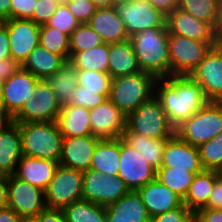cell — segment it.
Listing matches in <instances>:
<instances>
[{"mask_svg":"<svg viewBox=\"0 0 222 222\" xmlns=\"http://www.w3.org/2000/svg\"><path fill=\"white\" fill-rule=\"evenodd\" d=\"M155 96L175 129L209 102L203 88L190 75L157 78Z\"/></svg>","mask_w":222,"mask_h":222,"instance_id":"6da1fadb","label":"cell"},{"mask_svg":"<svg viewBox=\"0 0 222 222\" xmlns=\"http://www.w3.org/2000/svg\"><path fill=\"white\" fill-rule=\"evenodd\" d=\"M168 36L165 27L150 28L130 37L141 71L151 73L156 78L170 76Z\"/></svg>","mask_w":222,"mask_h":222,"instance_id":"7a4b0ae2","label":"cell"},{"mask_svg":"<svg viewBox=\"0 0 222 222\" xmlns=\"http://www.w3.org/2000/svg\"><path fill=\"white\" fill-rule=\"evenodd\" d=\"M17 124L24 156L60 161L63 135L57 121Z\"/></svg>","mask_w":222,"mask_h":222,"instance_id":"3957f363","label":"cell"},{"mask_svg":"<svg viewBox=\"0 0 222 222\" xmlns=\"http://www.w3.org/2000/svg\"><path fill=\"white\" fill-rule=\"evenodd\" d=\"M156 79L144 71L113 78L108 99L127 116L155 95Z\"/></svg>","mask_w":222,"mask_h":222,"instance_id":"277c9868","label":"cell"},{"mask_svg":"<svg viewBox=\"0 0 222 222\" xmlns=\"http://www.w3.org/2000/svg\"><path fill=\"white\" fill-rule=\"evenodd\" d=\"M126 127L153 139H170L176 134L159 99L154 95L126 116Z\"/></svg>","mask_w":222,"mask_h":222,"instance_id":"5b68a950","label":"cell"},{"mask_svg":"<svg viewBox=\"0 0 222 222\" xmlns=\"http://www.w3.org/2000/svg\"><path fill=\"white\" fill-rule=\"evenodd\" d=\"M222 131V102L209 101L176 129V134L192 146L213 139Z\"/></svg>","mask_w":222,"mask_h":222,"instance_id":"8992f818","label":"cell"},{"mask_svg":"<svg viewBox=\"0 0 222 222\" xmlns=\"http://www.w3.org/2000/svg\"><path fill=\"white\" fill-rule=\"evenodd\" d=\"M218 43L197 41L169 33L170 75H190Z\"/></svg>","mask_w":222,"mask_h":222,"instance_id":"52a82bcc","label":"cell"},{"mask_svg":"<svg viewBox=\"0 0 222 222\" xmlns=\"http://www.w3.org/2000/svg\"><path fill=\"white\" fill-rule=\"evenodd\" d=\"M34 90V97L23 104L10 119L11 121L15 123L57 121L62 105L46 80L39 79Z\"/></svg>","mask_w":222,"mask_h":222,"instance_id":"ba28073f","label":"cell"},{"mask_svg":"<svg viewBox=\"0 0 222 222\" xmlns=\"http://www.w3.org/2000/svg\"><path fill=\"white\" fill-rule=\"evenodd\" d=\"M83 172L59 165L45 193L47 208L62 209L83 199Z\"/></svg>","mask_w":222,"mask_h":222,"instance_id":"9c48e42d","label":"cell"},{"mask_svg":"<svg viewBox=\"0 0 222 222\" xmlns=\"http://www.w3.org/2000/svg\"><path fill=\"white\" fill-rule=\"evenodd\" d=\"M130 190L118 176H108L88 169L83 172V199L107 207L125 196Z\"/></svg>","mask_w":222,"mask_h":222,"instance_id":"30bf717a","label":"cell"},{"mask_svg":"<svg viewBox=\"0 0 222 222\" xmlns=\"http://www.w3.org/2000/svg\"><path fill=\"white\" fill-rule=\"evenodd\" d=\"M129 37L150 28H165L166 16L148 0H129L115 5Z\"/></svg>","mask_w":222,"mask_h":222,"instance_id":"8fae6325","label":"cell"},{"mask_svg":"<svg viewBox=\"0 0 222 222\" xmlns=\"http://www.w3.org/2000/svg\"><path fill=\"white\" fill-rule=\"evenodd\" d=\"M39 79L24 68L18 69L10 78L2 82L0 109L11 119L31 97Z\"/></svg>","mask_w":222,"mask_h":222,"instance_id":"7c38bea8","label":"cell"},{"mask_svg":"<svg viewBox=\"0 0 222 222\" xmlns=\"http://www.w3.org/2000/svg\"><path fill=\"white\" fill-rule=\"evenodd\" d=\"M119 162L118 177L124 181L130 191H137L156 179L157 170L122 138H120Z\"/></svg>","mask_w":222,"mask_h":222,"instance_id":"4fadbf2b","label":"cell"},{"mask_svg":"<svg viewBox=\"0 0 222 222\" xmlns=\"http://www.w3.org/2000/svg\"><path fill=\"white\" fill-rule=\"evenodd\" d=\"M8 207L23 219L35 218L45 208V193L42 189L17 178L8 176Z\"/></svg>","mask_w":222,"mask_h":222,"instance_id":"5bb4252c","label":"cell"},{"mask_svg":"<svg viewBox=\"0 0 222 222\" xmlns=\"http://www.w3.org/2000/svg\"><path fill=\"white\" fill-rule=\"evenodd\" d=\"M190 76L200 84L209 101L222 102V44L213 46Z\"/></svg>","mask_w":222,"mask_h":222,"instance_id":"9a60e30c","label":"cell"},{"mask_svg":"<svg viewBox=\"0 0 222 222\" xmlns=\"http://www.w3.org/2000/svg\"><path fill=\"white\" fill-rule=\"evenodd\" d=\"M1 23L7 28L11 57L22 65L39 45L40 26L30 19H8Z\"/></svg>","mask_w":222,"mask_h":222,"instance_id":"2e32d148","label":"cell"},{"mask_svg":"<svg viewBox=\"0 0 222 222\" xmlns=\"http://www.w3.org/2000/svg\"><path fill=\"white\" fill-rule=\"evenodd\" d=\"M92 136L99 140L120 139L126 128V115L109 99L90 110Z\"/></svg>","mask_w":222,"mask_h":222,"instance_id":"e0dca14e","label":"cell"},{"mask_svg":"<svg viewBox=\"0 0 222 222\" xmlns=\"http://www.w3.org/2000/svg\"><path fill=\"white\" fill-rule=\"evenodd\" d=\"M166 27L170 34L202 42H219L218 32L210 24L196 19L180 8L166 16Z\"/></svg>","mask_w":222,"mask_h":222,"instance_id":"ac0fdd59","label":"cell"},{"mask_svg":"<svg viewBox=\"0 0 222 222\" xmlns=\"http://www.w3.org/2000/svg\"><path fill=\"white\" fill-rule=\"evenodd\" d=\"M161 167L186 170L195 174L204 170L198 147L185 142L177 134L166 141Z\"/></svg>","mask_w":222,"mask_h":222,"instance_id":"d6986e66","label":"cell"},{"mask_svg":"<svg viewBox=\"0 0 222 222\" xmlns=\"http://www.w3.org/2000/svg\"><path fill=\"white\" fill-rule=\"evenodd\" d=\"M98 141L99 139L92 135L63 137L59 165L82 172L87 171L90 169Z\"/></svg>","mask_w":222,"mask_h":222,"instance_id":"ffe728a7","label":"cell"},{"mask_svg":"<svg viewBox=\"0 0 222 222\" xmlns=\"http://www.w3.org/2000/svg\"><path fill=\"white\" fill-rule=\"evenodd\" d=\"M22 156L19 125L7 119L0 125V174L13 175Z\"/></svg>","mask_w":222,"mask_h":222,"instance_id":"44dd1931","label":"cell"},{"mask_svg":"<svg viewBox=\"0 0 222 222\" xmlns=\"http://www.w3.org/2000/svg\"><path fill=\"white\" fill-rule=\"evenodd\" d=\"M137 192L150 217L184 204L181 196L163 185L157 178L138 189Z\"/></svg>","mask_w":222,"mask_h":222,"instance_id":"7402d4cb","label":"cell"},{"mask_svg":"<svg viewBox=\"0 0 222 222\" xmlns=\"http://www.w3.org/2000/svg\"><path fill=\"white\" fill-rule=\"evenodd\" d=\"M87 24L99 34L104 43L112 44L130 39L115 6L97 8Z\"/></svg>","mask_w":222,"mask_h":222,"instance_id":"603a6c76","label":"cell"},{"mask_svg":"<svg viewBox=\"0 0 222 222\" xmlns=\"http://www.w3.org/2000/svg\"><path fill=\"white\" fill-rule=\"evenodd\" d=\"M58 166L59 162L54 160L23 155L17 164L14 175L45 191Z\"/></svg>","mask_w":222,"mask_h":222,"instance_id":"cb8c5ba5","label":"cell"},{"mask_svg":"<svg viewBox=\"0 0 222 222\" xmlns=\"http://www.w3.org/2000/svg\"><path fill=\"white\" fill-rule=\"evenodd\" d=\"M105 208L106 222H150L151 219L137 191H129Z\"/></svg>","mask_w":222,"mask_h":222,"instance_id":"d4e9b609","label":"cell"},{"mask_svg":"<svg viewBox=\"0 0 222 222\" xmlns=\"http://www.w3.org/2000/svg\"><path fill=\"white\" fill-rule=\"evenodd\" d=\"M57 123L63 137L92 135L90 110L82 106L62 105Z\"/></svg>","mask_w":222,"mask_h":222,"instance_id":"484cf974","label":"cell"},{"mask_svg":"<svg viewBox=\"0 0 222 222\" xmlns=\"http://www.w3.org/2000/svg\"><path fill=\"white\" fill-rule=\"evenodd\" d=\"M141 72L130 39L109 44L108 74L112 78Z\"/></svg>","mask_w":222,"mask_h":222,"instance_id":"4316f807","label":"cell"},{"mask_svg":"<svg viewBox=\"0 0 222 222\" xmlns=\"http://www.w3.org/2000/svg\"><path fill=\"white\" fill-rule=\"evenodd\" d=\"M222 172L215 170H203L195 175L190 184L183 203L193 212L203 208L209 200L216 179Z\"/></svg>","mask_w":222,"mask_h":222,"instance_id":"83f0119b","label":"cell"},{"mask_svg":"<svg viewBox=\"0 0 222 222\" xmlns=\"http://www.w3.org/2000/svg\"><path fill=\"white\" fill-rule=\"evenodd\" d=\"M122 139L131 147L140 152L144 159L156 170L163 161L165 144L168 139H153L130 131L127 127L123 132Z\"/></svg>","mask_w":222,"mask_h":222,"instance_id":"f1b7e54d","label":"cell"},{"mask_svg":"<svg viewBox=\"0 0 222 222\" xmlns=\"http://www.w3.org/2000/svg\"><path fill=\"white\" fill-rule=\"evenodd\" d=\"M67 61L56 54L49 52L40 44L28 55L22 68L31 72L38 79L45 80L54 74Z\"/></svg>","mask_w":222,"mask_h":222,"instance_id":"f546056e","label":"cell"},{"mask_svg":"<svg viewBox=\"0 0 222 222\" xmlns=\"http://www.w3.org/2000/svg\"><path fill=\"white\" fill-rule=\"evenodd\" d=\"M120 139L99 140L92 156L90 169L108 176H118Z\"/></svg>","mask_w":222,"mask_h":222,"instance_id":"4dcf8cb0","label":"cell"},{"mask_svg":"<svg viewBox=\"0 0 222 222\" xmlns=\"http://www.w3.org/2000/svg\"><path fill=\"white\" fill-rule=\"evenodd\" d=\"M178 8L219 32L222 24V0H179Z\"/></svg>","mask_w":222,"mask_h":222,"instance_id":"1f68e13d","label":"cell"},{"mask_svg":"<svg viewBox=\"0 0 222 222\" xmlns=\"http://www.w3.org/2000/svg\"><path fill=\"white\" fill-rule=\"evenodd\" d=\"M45 80L61 105L69 103L78 86L77 70L69 61Z\"/></svg>","mask_w":222,"mask_h":222,"instance_id":"d6a6232c","label":"cell"},{"mask_svg":"<svg viewBox=\"0 0 222 222\" xmlns=\"http://www.w3.org/2000/svg\"><path fill=\"white\" fill-rule=\"evenodd\" d=\"M69 62L76 70H89L108 73L109 44L102 43L87 51L74 53Z\"/></svg>","mask_w":222,"mask_h":222,"instance_id":"836d02e7","label":"cell"},{"mask_svg":"<svg viewBox=\"0 0 222 222\" xmlns=\"http://www.w3.org/2000/svg\"><path fill=\"white\" fill-rule=\"evenodd\" d=\"M67 222H106V208L84 199L61 209Z\"/></svg>","mask_w":222,"mask_h":222,"instance_id":"e575fe53","label":"cell"},{"mask_svg":"<svg viewBox=\"0 0 222 222\" xmlns=\"http://www.w3.org/2000/svg\"><path fill=\"white\" fill-rule=\"evenodd\" d=\"M195 175V173L186 170L160 167L157 170L156 178L163 185L184 198Z\"/></svg>","mask_w":222,"mask_h":222,"instance_id":"d590c367","label":"cell"},{"mask_svg":"<svg viewBox=\"0 0 222 222\" xmlns=\"http://www.w3.org/2000/svg\"><path fill=\"white\" fill-rule=\"evenodd\" d=\"M39 44L49 52L62 56L66 61L70 59V37L60 30L47 26H40Z\"/></svg>","mask_w":222,"mask_h":222,"instance_id":"8d00e7d4","label":"cell"},{"mask_svg":"<svg viewBox=\"0 0 222 222\" xmlns=\"http://www.w3.org/2000/svg\"><path fill=\"white\" fill-rule=\"evenodd\" d=\"M198 151L204 170L222 172V131L208 142L200 144Z\"/></svg>","mask_w":222,"mask_h":222,"instance_id":"74e56055","label":"cell"},{"mask_svg":"<svg viewBox=\"0 0 222 222\" xmlns=\"http://www.w3.org/2000/svg\"><path fill=\"white\" fill-rule=\"evenodd\" d=\"M103 40L87 23L80 24L70 35V57L74 53L90 50Z\"/></svg>","mask_w":222,"mask_h":222,"instance_id":"f35d334b","label":"cell"},{"mask_svg":"<svg viewBox=\"0 0 222 222\" xmlns=\"http://www.w3.org/2000/svg\"><path fill=\"white\" fill-rule=\"evenodd\" d=\"M112 77L108 73L89 71V70H77L78 84L91 90H100L101 95H105L109 98Z\"/></svg>","mask_w":222,"mask_h":222,"instance_id":"ab89813d","label":"cell"},{"mask_svg":"<svg viewBox=\"0 0 222 222\" xmlns=\"http://www.w3.org/2000/svg\"><path fill=\"white\" fill-rule=\"evenodd\" d=\"M107 99L105 95L100 94V90H91L78 84L68 104L71 106H82L91 110Z\"/></svg>","mask_w":222,"mask_h":222,"instance_id":"60d3db41","label":"cell"},{"mask_svg":"<svg viewBox=\"0 0 222 222\" xmlns=\"http://www.w3.org/2000/svg\"><path fill=\"white\" fill-rule=\"evenodd\" d=\"M70 37L71 33L80 25L75 16L68 10L66 5H59L56 13L46 23Z\"/></svg>","mask_w":222,"mask_h":222,"instance_id":"b9f144b4","label":"cell"},{"mask_svg":"<svg viewBox=\"0 0 222 222\" xmlns=\"http://www.w3.org/2000/svg\"><path fill=\"white\" fill-rule=\"evenodd\" d=\"M66 6L80 24L88 23L97 9L90 0H71Z\"/></svg>","mask_w":222,"mask_h":222,"instance_id":"7bdbcfd3","label":"cell"},{"mask_svg":"<svg viewBox=\"0 0 222 222\" xmlns=\"http://www.w3.org/2000/svg\"><path fill=\"white\" fill-rule=\"evenodd\" d=\"M58 6V3L53 0H37L30 20L39 26L46 24L56 13Z\"/></svg>","mask_w":222,"mask_h":222,"instance_id":"ee69618b","label":"cell"},{"mask_svg":"<svg viewBox=\"0 0 222 222\" xmlns=\"http://www.w3.org/2000/svg\"><path fill=\"white\" fill-rule=\"evenodd\" d=\"M193 215L194 212L183 204L165 213L151 217L150 222H192Z\"/></svg>","mask_w":222,"mask_h":222,"instance_id":"f6af8a7d","label":"cell"},{"mask_svg":"<svg viewBox=\"0 0 222 222\" xmlns=\"http://www.w3.org/2000/svg\"><path fill=\"white\" fill-rule=\"evenodd\" d=\"M37 0H11V19H30Z\"/></svg>","mask_w":222,"mask_h":222,"instance_id":"bcb514c9","label":"cell"},{"mask_svg":"<svg viewBox=\"0 0 222 222\" xmlns=\"http://www.w3.org/2000/svg\"><path fill=\"white\" fill-rule=\"evenodd\" d=\"M192 222H222V209L201 208L194 212Z\"/></svg>","mask_w":222,"mask_h":222,"instance_id":"7dc6e473","label":"cell"},{"mask_svg":"<svg viewBox=\"0 0 222 222\" xmlns=\"http://www.w3.org/2000/svg\"><path fill=\"white\" fill-rule=\"evenodd\" d=\"M206 209H222V174L216 179Z\"/></svg>","mask_w":222,"mask_h":222,"instance_id":"c3c4849f","label":"cell"},{"mask_svg":"<svg viewBox=\"0 0 222 222\" xmlns=\"http://www.w3.org/2000/svg\"><path fill=\"white\" fill-rule=\"evenodd\" d=\"M33 219L35 222H67L61 209L47 207Z\"/></svg>","mask_w":222,"mask_h":222,"instance_id":"681fc988","label":"cell"},{"mask_svg":"<svg viewBox=\"0 0 222 222\" xmlns=\"http://www.w3.org/2000/svg\"><path fill=\"white\" fill-rule=\"evenodd\" d=\"M21 65L12 58H5L0 60V80L3 82L10 78Z\"/></svg>","mask_w":222,"mask_h":222,"instance_id":"f907efd6","label":"cell"},{"mask_svg":"<svg viewBox=\"0 0 222 222\" xmlns=\"http://www.w3.org/2000/svg\"><path fill=\"white\" fill-rule=\"evenodd\" d=\"M11 57L7 28L0 22V60Z\"/></svg>","mask_w":222,"mask_h":222,"instance_id":"816d5d0a","label":"cell"},{"mask_svg":"<svg viewBox=\"0 0 222 222\" xmlns=\"http://www.w3.org/2000/svg\"><path fill=\"white\" fill-rule=\"evenodd\" d=\"M157 10L165 16L178 8L179 0H148Z\"/></svg>","mask_w":222,"mask_h":222,"instance_id":"f5cc1de1","label":"cell"},{"mask_svg":"<svg viewBox=\"0 0 222 222\" xmlns=\"http://www.w3.org/2000/svg\"><path fill=\"white\" fill-rule=\"evenodd\" d=\"M22 217L10 207L0 209V222H21Z\"/></svg>","mask_w":222,"mask_h":222,"instance_id":"db71d44e","label":"cell"},{"mask_svg":"<svg viewBox=\"0 0 222 222\" xmlns=\"http://www.w3.org/2000/svg\"><path fill=\"white\" fill-rule=\"evenodd\" d=\"M8 206V176L0 177V209Z\"/></svg>","mask_w":222,"mask_h":222,"instance_id":"11a10c76","label":"cell"},{"mask_svg":"<svg viewBox=\"0 0 222 222\" xmlns=\"http://www.w3.org/2000/svg\"><path fill=\"white\" fill-rule=\"evenodd\" d=\"M11 19V0H0V22Z\"/></svg>","mask_w":222,"mask_h":222,"instance_id":"9f6ffc18","label":"cell"},{"mask_svg":"<svg viewBox=\"0 0 222 222\" xmlns=\"http://www.w3.org/2000/svg\"><path fill=\"white\" fill-rule=\"evenodd\" d=\"M97 8L110 7L111 0H90Z\"/></svg>","mask_w":222,"mask_h":222,"instance_id":"6f0895ef","label":"cell"},{"mask_svg":"<svg viewBox=\"0 0 222 222\" xmlns=\"http://www.w3.org/2000/svg\"><path fill=\"white\" fill-rule=\"evenodd\" d=\"M127 1H129V0H111V6H115L117 4H121V3H124Z\"/></svg>","mask_w":222,"mask_h":222,"instance_id":"680465c9","label":"cell"},{"mask_svg":"<svg viewBox=\"0 0 222 222\" xmlns=\"http://www.w3.org/2000/svg\"><path fill=\"white\" fill-rule=\"evenodd\" d=\"M58 3V5H67L71 0H53Z\"/></svg>","mask_w":222,"mask_h":222,"instance_id":"91938a15","label":"cell"},{"mask_svg":"<svg viewBox=\"0 0 222 222\" xmlns=\"http://www.w3.org/2000/svg\"><path fill=\"white\" fill-rule=\"evenodd\" d=\"M6 120L7 118L2 114L1 109H0V125H2Z\"/></svg>","mask_w":222,"mask_h":222,"instance_id":"94428289","label":"cell"},{"mask_svg":"<svg viewBox=\"0 0 222 222\" xmlns=\"http://www.w3.org/2000/svg\"><path fill=\"white\" fill-rule=\"evenodd\" d=\"M218 40H219V43L222 44V24L218 32Z\"/></svg>","mask_w":222,"mask_h":222,"instance_id":"6125c7cd","label":"cell"},{"mask_svg":"<svg viewBox=\"0 0 222 222\" xmlns=\"http://www.w3.org/2000/svg\"><path fill=\"white\" fill-rule=\"evenodd\" d=\"M21 222H35L33 218L22 219Z\"/></svg>","mask_w":222,"mask_h":222,"instance_id":"be15d7a7","label":"cell"},{"mask_svg":"<svg viewBox=\"0 0 222 222\" xmlns=\"http://www.w3.org/2000/svg\"><path fill=\"white\" fill-rule=\"evenodd\" d=\"M1 92H2V81L0 80V101H1Z\"/></svg>","mask_w":222,"mask_h":222,"instance_id":"e7e4bbea","label":"cell"}]
</instances>
